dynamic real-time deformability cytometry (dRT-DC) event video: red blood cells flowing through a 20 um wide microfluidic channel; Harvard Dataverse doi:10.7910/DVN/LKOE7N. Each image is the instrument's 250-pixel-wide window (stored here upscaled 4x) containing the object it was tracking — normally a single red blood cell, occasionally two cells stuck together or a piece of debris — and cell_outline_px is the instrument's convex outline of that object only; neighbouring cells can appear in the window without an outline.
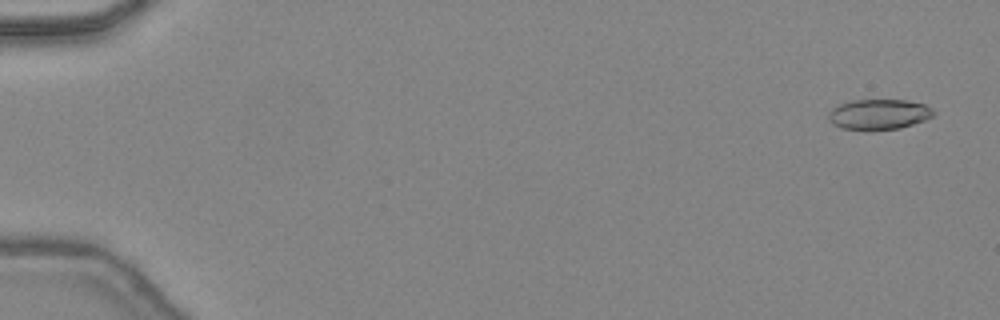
{"species": "common noctule bat (a hibernating species)", "species_latin": "Nyctalus noctula", "temperature_condition": "warm", "stored_images_in_passage": 47, "camera_frame_rate_fps": 3000, "um_per_image_px": 0.085, "animal": {"sex": "female", "body_mass_g": 24.6, "forearm_length_mm": 56.2}, "frame": {"image": 1, "passage_image": 2, "time_ms": 0.333, "image_size_px": [1000, 320], "cell_outline_px": [[936, 112], [932, 116], [924, 120], [900, 128], [872, 132], [868, 132], [840, 128], [832, 124], [828, 120], [828, 112], [832, 108], [840, 104], [852, 100], [904, 100], [924, 104], [932, 108]], "centroid_in_image_um": [74.65, 9.75], "position_along_channel_um": 10.3, "area_um2": 19.07}}
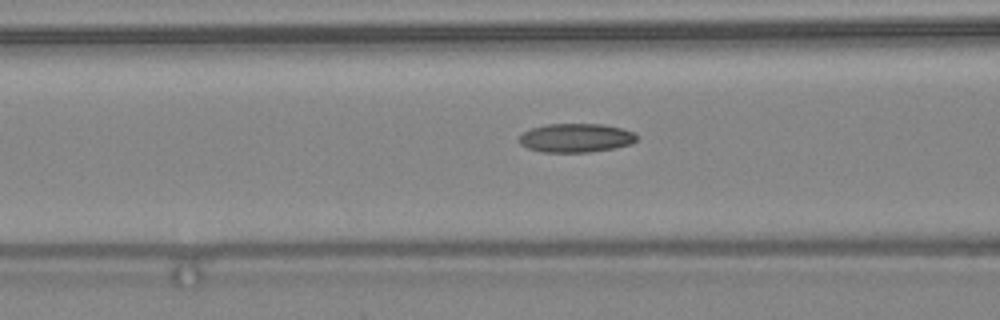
{"frame": {"image": 2, "passage_image": 20, "time_ms": 6.333, "image_size_px": [1000, 320], "cell_outline_px": [[636, 140], [632, 144], [616, 148], [588, 152], [540, 152], [528, 148], [520, 144], [520, 136], [524, 132], [532, 128], [548, 124], [600, 124], [620, 128], [632, 132], [636, 136]], "centroid_in_image_um": [48.95, 11.73], "position_along_channel_um": 117.7, "area_um2": 19.59}}
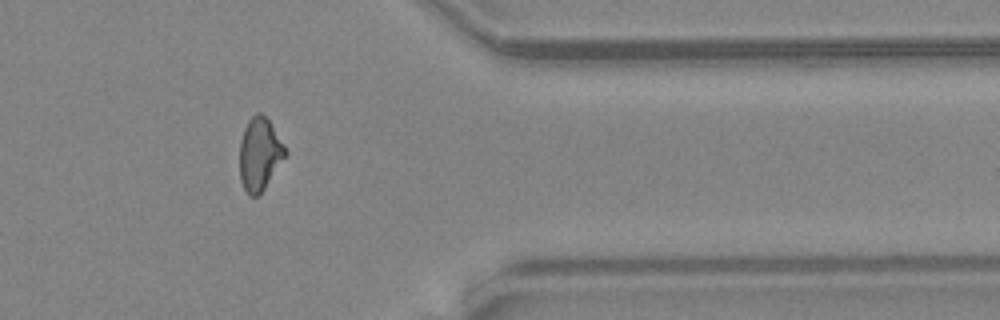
{"frame": {"image": 3, "passage_image": 39, "time_ms": 12.667, "image_size_px": [1000, 320], "cell_outline_px": [[288, 152], [264, 188], [256, 196], [248, 196], [240, 180], [240, 140], [244, 128], [248, 120], [256, 112], [260, 112], [268, 120]], "centroid_in_image_um": [22.04, 13.09], "position_along_channel_um": 389.4, "area_um2": 19.02}, "authors_computed_cell_mechanics": {"area_um2": 19.2474, "velocity_mm_per_s": 4.5094, "shape_relaxation_time_tau1_ms": null, "shape_relaxation_time_tau2_ms": 2.9092, "deformation_change_tau1": null, "deformation_change_tau2": 0.0952}}